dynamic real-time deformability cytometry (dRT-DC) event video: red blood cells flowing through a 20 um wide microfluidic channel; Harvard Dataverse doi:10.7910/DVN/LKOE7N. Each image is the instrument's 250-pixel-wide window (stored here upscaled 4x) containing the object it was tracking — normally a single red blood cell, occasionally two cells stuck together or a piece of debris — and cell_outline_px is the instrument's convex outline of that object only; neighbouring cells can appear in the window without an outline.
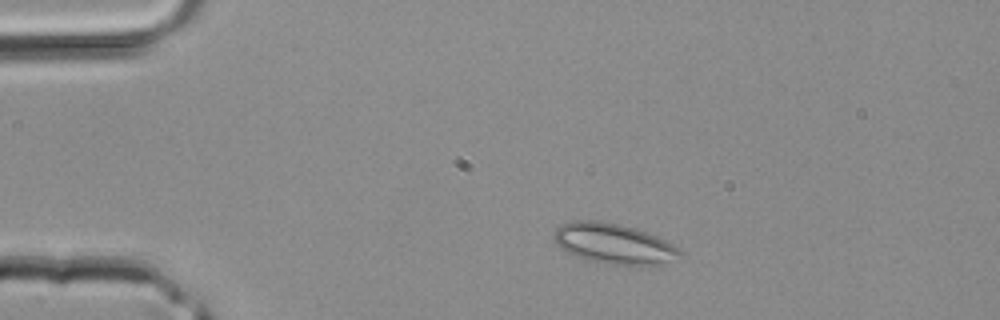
{"species": "common noctule bat (a hibernating species)", "species_latin": "Nyctalus noctula", "temperature_condition": "room temperature", "stored_images_in_passage": 37, "camera_frame_rate_fps": 3000, "um_per_image_px": 0.085, "animal": {"sex": "male", "body_mass_g": 20.4}, "frame": {"image": 1, "passage_image": 4, "time_ms": 1.0, "image_size_px": [1000, 320], "cell_outline_px": [[684, 256], [656, 264], [640, 268], [608, 264], [592, 260], [568, 252], [556, 244], [556, 228], [560, 224], [572, 220], [596, 220], [620, 224], [636, 228], [648, 232], [680, 248]], "centroid_in_image_um": [52.24, 20.72], "position_along_channel_um": 32.8, "area_um2": 29.77}}
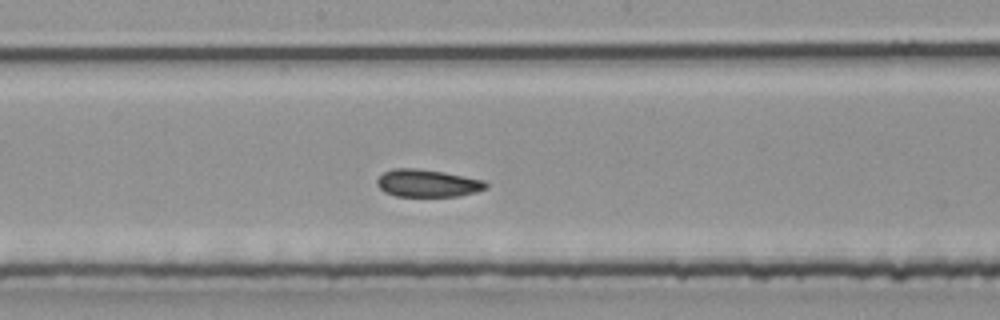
{"frame": {"image": 2, "passage_image": 18, "time_ms": 5.667, "image_size_px": [1000, 320], "cell_outline_px": [[488, 188], [476, 192], [460, 196], [396, 196], [384, 192], [376, 184], [376, 180], [384, 172], [396, 168], [416, 168], [444, 172], [484, 180], [488, 184]], "centroid_in_image_um": [36.35, 15.58], "position_along_channel_um": 211.8, "area_um2": 17.51}}
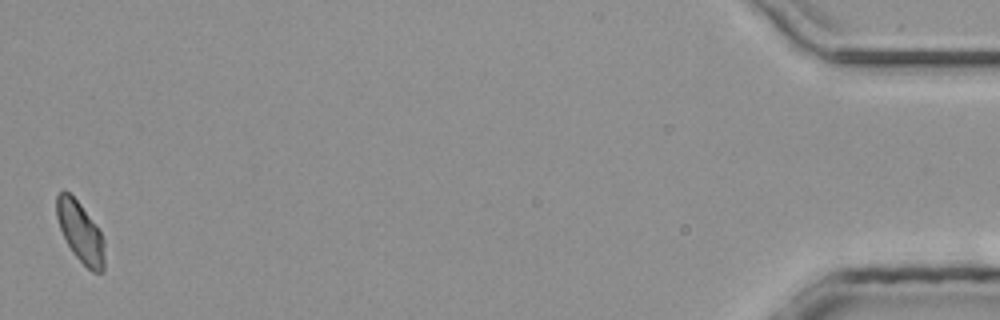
{"frame": {"image": 3, "passage_image": 37, "time_ms": 12.0, "image_size_px": [1000, 320], "cell_outline_px": [[104, 272], [92, 272], [72, 252], [60, 228], [56, 216], [56, 196], [64, 188], [80, 204], [100, 232], [104, 240]], "centroid_in_image_um": [6.82, 19.73], "position_along_channel_um": 428.4, "area_um2": 16.59}}